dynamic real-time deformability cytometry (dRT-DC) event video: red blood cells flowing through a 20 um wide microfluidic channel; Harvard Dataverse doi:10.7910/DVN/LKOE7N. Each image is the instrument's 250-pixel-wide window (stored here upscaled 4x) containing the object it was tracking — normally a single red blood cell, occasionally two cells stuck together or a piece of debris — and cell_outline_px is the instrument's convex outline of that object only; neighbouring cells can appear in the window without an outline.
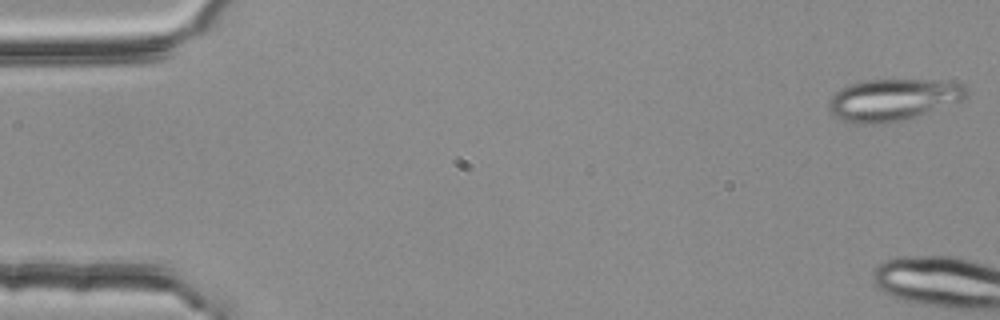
{"species": "common noctule bat (a hibernating species)", "species_latin": "Nyctalus noctula", "temperature_condition": "room temperature", "stored_images_in_passage": 4, "camera_frame_rate_fps": 3000, "um_per_image_px": 0.085, "animal": {"sex": "female", "body_mass_g": 25.1}, "frame": {"image": 1, "passage_image": 1, "time_ms": 0.0, "image_size_px": [1000, 320], "cell_outline_px": [[968, 92], [960, 100], [916, 116], [904, 120], [884, 124], [856, 124], [844, 120], [836, 116], [828, 108], [828, 104], [832, 96], [840, 88], [848, 84], [860, 80], [952, 80], [964, 84]], "centroid_in_image_um": [75.88, 8.46], "position_along_channel_um": 9.1, "area_um2": 33.58}}